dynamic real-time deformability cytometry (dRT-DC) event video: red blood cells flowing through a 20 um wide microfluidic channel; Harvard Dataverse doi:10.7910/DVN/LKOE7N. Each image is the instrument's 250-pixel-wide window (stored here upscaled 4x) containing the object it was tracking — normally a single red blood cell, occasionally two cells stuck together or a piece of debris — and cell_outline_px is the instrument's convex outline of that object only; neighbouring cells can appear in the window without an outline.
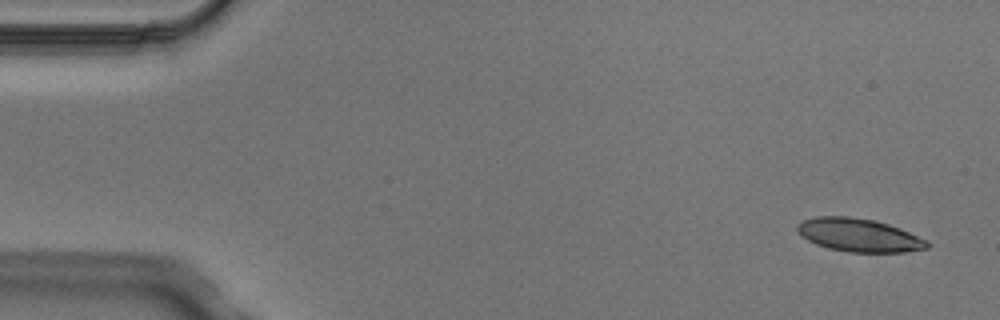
{"species": "Egyptian fruit bat (a non-hibernating species)", "species_latin": "Rousettus aegyptiacus", "temperature_condition": "cold", "stored_images_in_passage": 5, "camera_frame_rate_fps": 3000, "um_per_image_px": 0.085, "animal": {"sex": "male"}, "frame": {"image": 1, "passage_image": 1, "time_ms": 0.0, "image_size_px": [1000, 320], "cell_outline_px": [[932, 244], [928, 248], [904, 252], [848, 252], [828, 248], [816, 244], [800, 236], [796, 228], [796, 224], [800, 220], [816, 216], [848, 216], [872, 220], [888, 224], [900, 228], [928, 240]], "centroid_in_image_um": [72.99, 19.98], "position_along_channel_um": 12.0, "area_um2": 25.37}}
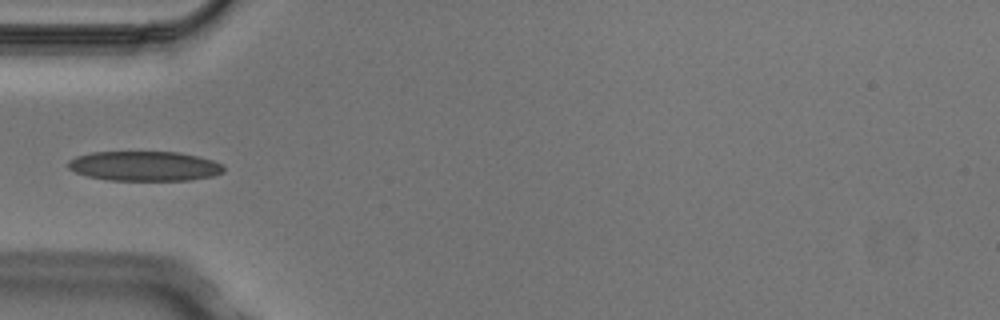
{"frame": {"image": 2, "passage_image": 5, "time_ms": 1.333, "image_size_px": [1000, 320], "cell_outline_px": [[224, 172], [212, 176], [192, 180], [108, 180], [88, 176], [76, 172], [68, 168], [68, 160], [76, 156], [92, 152], [180, 152], [212, 160], [224, 164]], "centroid_in_image_um": [12.29, 14.11], "position_along_channel_um": 72.7, "area_um2": 26.99}}